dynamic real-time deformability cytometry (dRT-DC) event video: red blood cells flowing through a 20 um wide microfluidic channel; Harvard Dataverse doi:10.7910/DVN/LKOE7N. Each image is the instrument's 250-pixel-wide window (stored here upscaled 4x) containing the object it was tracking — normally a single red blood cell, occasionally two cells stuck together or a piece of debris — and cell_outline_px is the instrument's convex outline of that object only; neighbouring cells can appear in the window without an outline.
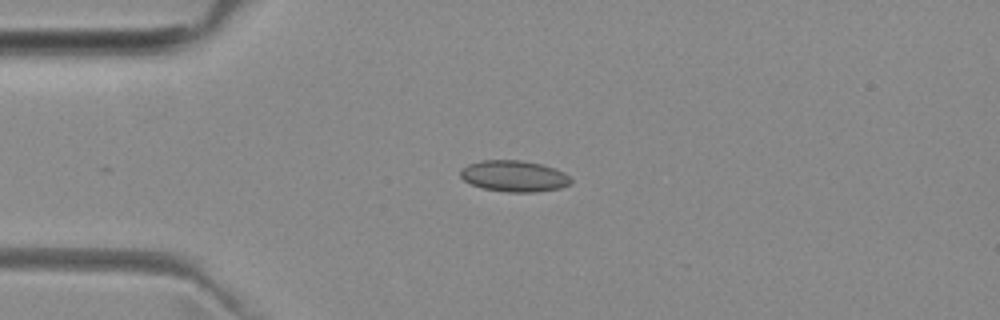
{"species": "common noctule bat (a hibernating species)", "species_latin": "Nyctalus noctula", "temperature_condition": "room temperature", "stored_images_in_passage": 4, "camera_frame_rate_fps": 3000, "um_per_image_px": 0.085, "animal": {"sex": "female", "body_mass_g": 29.2, "forearm_length_mm": 56.3}, "frame": {"image": 1, "passage_image": 3, "time_ms": 2.333, "image_size_px": [1000, 320], "cell_outline_px": [[572, 184], [560, 188], [536, 192], [508, 192], [484, 188], [472, 184], [464, 180], [460, 176], [460, 168], [468, 164], [480, 160], [520, 160], [540, 164], [564, 172], [572, 180]], "centroid_in_image_um": [43.69, 14.96], "position_along_channel_um": 41.3, "area_um2": 20.06}}